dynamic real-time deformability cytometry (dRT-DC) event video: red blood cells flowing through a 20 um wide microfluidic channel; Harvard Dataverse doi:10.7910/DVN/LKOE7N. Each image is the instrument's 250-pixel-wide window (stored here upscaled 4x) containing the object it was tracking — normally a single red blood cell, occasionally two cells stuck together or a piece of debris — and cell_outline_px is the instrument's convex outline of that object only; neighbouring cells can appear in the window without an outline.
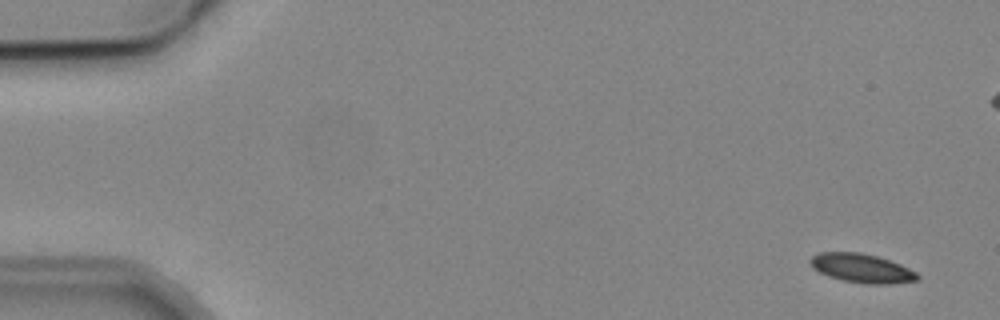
{"species": "common noctule bat (a hibernating species)", "species_latin": "Nyctalus noctula", "temperature_condition": "cold", "stored_images_in_passage": 6, "camera_frame_rate_fps": 3000, "um_per_image_px": 0.085, "animal": {"sex": "male", "body_mass_g": 19.2, "forearm_length_mm": 51.8}, "frame": {"image": 1, "passage_image": 1, "time_ms": 0.0, "image_size_px": [1000, 320], "cell_outline_px": [[920, 280], [892, 284], [868, 284], [844, 280], [828, 276], [812, 268], [808, 260], [812, 256], [820, 252], [860, 252], [876, 256], [900, 264], [916, 272], [920, 276]], "centroid_in_image_um": [73.25, 22.8], "position_along_channel_um": 11.8, "area_um2": 18.09}}